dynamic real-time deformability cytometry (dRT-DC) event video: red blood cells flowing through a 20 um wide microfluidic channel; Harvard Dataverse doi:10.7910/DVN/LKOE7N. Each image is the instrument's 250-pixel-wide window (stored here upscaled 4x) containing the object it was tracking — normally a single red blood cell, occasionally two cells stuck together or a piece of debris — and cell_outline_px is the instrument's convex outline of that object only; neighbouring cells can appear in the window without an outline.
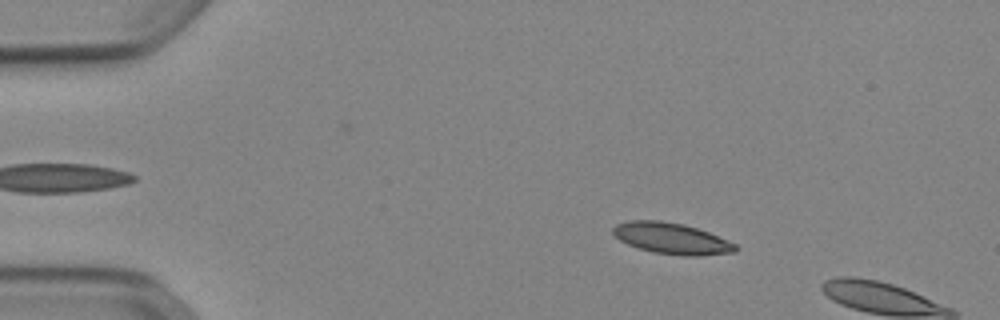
{"species": "Egyptian fruit bat (a non-hibernating species)", "species_latin": "Rousettus aegyptiacus", "temperature_condition": "cold", "stored_images_in_passage": 12, "camera_frame_rate_fps": 3000, "um_per_image_px": 0.085, "animal": {"sex": "female"}, "frame": {"image": 1, "passage_image": 9, "time_ms": 2.667, "image_size_px": [1000, 320], "cell_outline_px": [[740, 248], [736, 252], [700, 256], [684, 256], [652, 252], [628, 244], [620, 240], [612, 232], [612, 228], [616, 224], [628, 220], [660, 220], [684, 224], [708, 232], [728, 240], [736, 244]], "centroid_in_image_um": [57.11, 20.27], "position_along_channel_um": 27.9, "area_um2": 22.37}}